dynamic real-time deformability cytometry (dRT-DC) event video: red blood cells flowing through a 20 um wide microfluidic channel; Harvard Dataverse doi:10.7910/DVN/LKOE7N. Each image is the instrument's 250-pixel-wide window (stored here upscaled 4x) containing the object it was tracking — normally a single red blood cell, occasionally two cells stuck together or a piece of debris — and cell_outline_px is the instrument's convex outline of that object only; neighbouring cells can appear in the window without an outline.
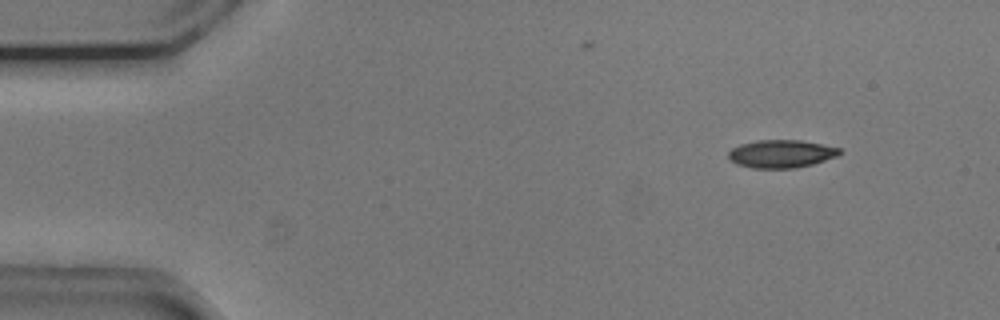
{"species": "common noctule bat (a hibernating species)", "species_latin": "Nyctalus noctula", "temperature_condition": "cold", "stored_images_in_passage": 51, "camera_frame_rate_fps": 3000, "um_per_image_px": 0.085, "animal": {"sex": "male", "body_mass_g": 20.5, "forearm_length_mm": 52.5}, "frame": {"image": 1, "passage_image": 3, "time_ms": 0.667, "image_size_px": [1000, 320], "cell_outline_px": [[840, 152], [836, 156], [812, 164], [796, 168], [752, 168], [736, 164], [728, 156], [728, 152], [732, 148], [740, 144], [756, 140], [800, 140], [840, 148]], "centroid_in_image_um": [66.36, 13.07], "position_along_channel_um": 18.6, "area_um2": 17.92}}
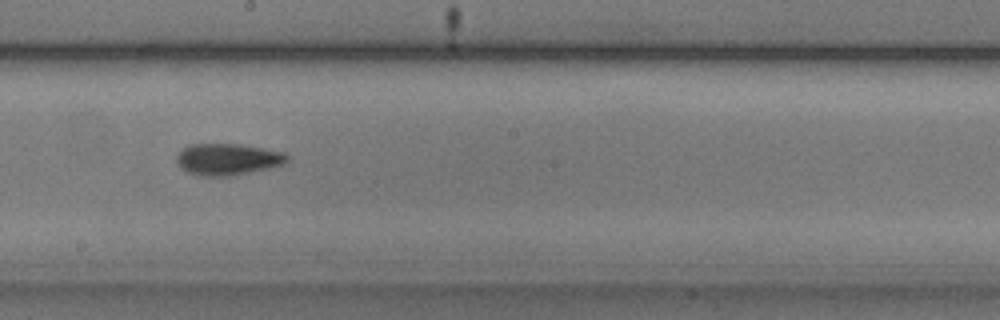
{"frame": {"image": 2, "passage_image": 27, "time_ms": 8.667, "image_size_px": [1000, 320], "cell_outline_px": [[288, 160], [284, 164], [268, 168], [228, 176], [200, 176], [188, 172], [180, 168], [176, 164], [176, 156], [188, 144], [240, 144], [284, 152], [288, 156]], "centroid_in_image_um": [19.32, 13.54], "position_along_channel_um": 228.9, "area_um2": 20.29}}
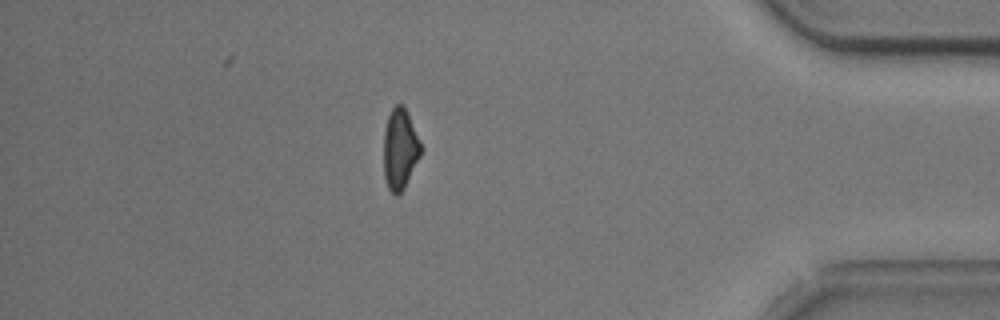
{"frame": {"image": 3, "passage_image": 44, "time_ms": 14.333, "image_size_px": [1000, 320], "cell_outline_px": [[420, 156], [404, 188], [396, 196], [388, 188], [384, 176], [384, 132], [388, 116], [392, 108], [396, 104], [404, 104], [408, 112], [420, 140]], "centroid_in_image_um": [33.99, 12.64], "position_along_channel_um": 401.2, "area_um2": 17.4}, "authors_computed_cell_mechanics": {"area_um2": 18.6116, "velocity_mm_per_s": 3.7319, "shape_relaxation_time_tau1_ms": 2.8714, "shape_relaxation_time_tau2_ms": 7.9196, "deformation_change_tau1": 0.1076, "deformation_change_tau2": 0.1625}}